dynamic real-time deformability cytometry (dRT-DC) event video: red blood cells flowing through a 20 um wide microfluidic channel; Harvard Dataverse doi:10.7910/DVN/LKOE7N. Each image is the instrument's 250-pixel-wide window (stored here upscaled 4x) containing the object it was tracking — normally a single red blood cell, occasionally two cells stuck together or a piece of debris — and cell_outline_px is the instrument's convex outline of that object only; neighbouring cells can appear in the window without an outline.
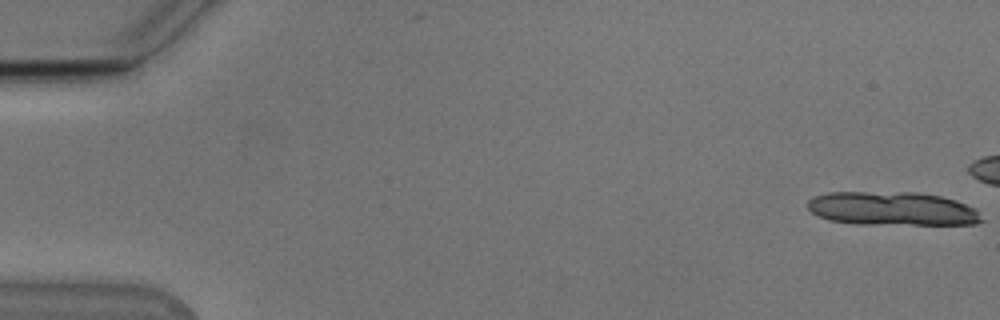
{"species": "Egyptian fruit bat (a non-hibernating species)", "species_latin": "Rousettus aegyptiacus", "temperature_condition": "cold", "stored_images_in_passage": 13, "camera_frame_rate_fps": 3000, "um_per_image_px": 0.085, "animal": {"sex": "male"}, "frame": {"image": 1, "passage_image": 1, "time_ms": 0.0, "image_size_px": [1000, 320], "cell_outline_px": [[984, 220], [976, 224], [856, 224], [828, 220], [816, 216], [808, 208], [808, 200], [816, 196], [828, 192], [916, 192], [940, 196], [956, 200], [976, 208]], "centroid_in_image_um": [75.85, 17.74], "position_along_channel_um": 9.2, "area_um2": 34.39}}